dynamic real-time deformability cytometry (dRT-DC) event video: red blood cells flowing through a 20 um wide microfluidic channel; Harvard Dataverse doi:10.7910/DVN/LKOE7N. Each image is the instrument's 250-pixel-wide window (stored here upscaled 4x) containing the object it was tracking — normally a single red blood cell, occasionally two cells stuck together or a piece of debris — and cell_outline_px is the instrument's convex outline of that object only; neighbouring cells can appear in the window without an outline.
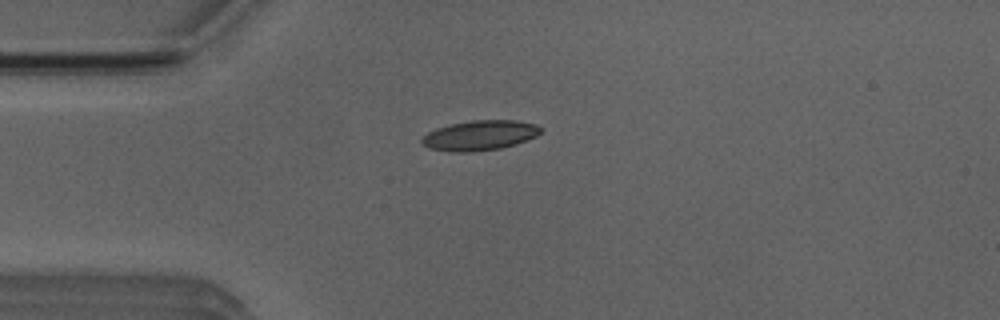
{"species": "Egyptian fruit bat (a non-hibernating species)", "species_latin": "Rousettus aegyptiacus", "temperature_condition": "room temperature", "stored_images_in_passage": 3, "camera_frame_rate_fps": 3000, "um_per_image_px": 0.085, "animal": {"sex": "male"}, "frame": {"image": 1, "passage_image": 3, "time_ms": 2.333, "image_size_px": [1000, 320], "cell_outline_px": [[540, 132], [536, 136], [516, 144], [500, 148], [472, 152], [452, 152], [428, 148], [420, 140], [428, 132], [436, 128], [452, 124], [472, 120], [516, 120], [536, 124], [540, 128]], "centroid_in_image_um": [40.77, 11.51], "position_along_channel_um": 44.2, "area_um2": 20.63}}